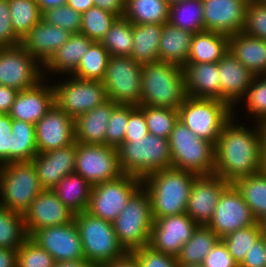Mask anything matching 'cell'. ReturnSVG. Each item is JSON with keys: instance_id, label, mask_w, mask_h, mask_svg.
Here are the masks:
<instances>
[{"instance_id": "3", "label": "cell", "mask_w": 266, "mask_h": 267, "mask_svg": "<svg viewBox=\"0 0 266 267\" xmlns=\"http://www.w3.org/2000/svg\"><path fill=\"white\" fill-rule=\"evenodd\" d=\"M186 97L181 66L163 61L143 64L140 105L178 110Z\"/></svg>"}, {"instance_id": "54", "label": "cell", "mask_w": 266, "mask_h": 267, "mask_svg": "<svg viewBox=\"0 0 266 267\" xmlns=\"http://www.w3.org/2000/svg\"><path fill=\"white\" fill-rule=\"evenodd\" d=\"M144 112L138 106L129 105L128 126L124 138H143L148 135Z\"/></svg>"}, {"instance_id": "62", "label": "cell", "mask_w": 266, "mask_h": 267, "mask_svg": "<svg viewBox=\"0 0 266 267\" xmlns=\"http://www.w3.org/2000/svg\"><path fill=\"white\" fill-rule=\"evenodd\" d=\"M54 267H96L86 259L65 260L54 263Z\"/></svg>"}, {"instance_id": "2", "label": "cell", "mask_w": 266, "mask_h": 267, "mask_svg": "<svg viewBox=\"0 0 266 267\" xmlns=\"http://www.w3.org/2000/svg\"><path fill=\"white\" fill-rule=\"evenodd\" d=\"M197 174L165 168L148 174L142 185L148 191L153 218L186 213L192 184Z\"/></svg>"}, {"instance_id": "30", "label": "cell", "mask_w": 266, "mask_h": 267, "mask_svg": "<svg viewBox=\"0 0 266 267\" xmlns=\"http://www.w3.org/2000/svg\"><path fill=\"white\" fill-rule=\"evenodd\" d=\"M194 33L164 23L159 42V61L181 66L187 64Z\"/></svg>"}, {"instance_id": "18", "label": "cell", "mask_w": 266, "mask_h": 267, "mask_svg": "<svg viewBox=\"0 0 266 267\" xmlns=\"http://www.w3.org/2000/svg\"><path fill=\"white\" fill-rule=\"evenodd\" d=\"M74 216L51 189H43L23 215L28 237L36 230L70 223Z\"/></svg>"}, {"instance_id": "5", "label": "cell", "mask_w": 266, "mask_h": 267, "mask_svg": "<svg viewBox=\"0 0 266 267\" xmlns=\"http://www.w3.org/2000/svg\"><path fill=\"white\" fill-rule=\"evenodd\" d=\"M153 221L150 196L141 185L112 224L118 242L131 253L149 245Z\"/></svg>"}, {"instance_id": "25", "label": "cell", "mask_w": 266, "mask_h": 267, "mask_svg": "<svg viewBox=\"0 0 266 267\" xmlns=\"http://www.w3.org/2000/svg\"><path fill=\"white\" fill-rule=\"evenodd\" d=\"M72 34L41 20L21 39V46L39 63L45 64Z\"/></svg>"}, {"instance_id": "32", "label": "cell", "mask_w": 266, "mask_h": 267, "mask_svg": "<svg viewBox=\"0 0 266 267\" xmlns=\"http://www.w3.org/2000/svg\"><path fill=\"white\" fill-rule=\"evenodd\" d=\"M229 36L214 31L195 33L187 63H217L228 51Z\"/></svg>"}, {"instance_id": "38", "label": "cell", "mask_w": 266, "mask_h": 267, "mask_svg": "<svg viewBox=\"0 0 266 267\" xmlns=\"http://www.w3.org/2000/svg\"><path fill=\"white\" fill-rule=\"evenodd\" d=\"M37 154L35 125L12 119L11 162L32 161Z\"/></svg>"}, {"instance_id": "14", "label": "cell", "mask_w": 266, "mask_h": 267, "mask_svg": "<svg viewBox=\"0 0 266 267\" xmlns=\"http://www.w3.org/2000/svg\"><path fill=\"white\" fill-rule=\"evenodd\" d=\"M42 64L21 45L15 47L0 46V85L18 91L30 89L43 80Z\"/></svg>"}, {"instance_id": "37", "label": "cell", "mask_w": 266, "mask_h": 267, "mask_svg": "<svg viewBox=\"0 0 266 267\" xmlns=\"http://www.w3.org/2000/svg\"><path fill=\"white\" fill-rule=\"evenodd\" d=\"M168 23L194 34L205 31L202 0H186L170 5Z\"/></svg>"}, {"instance_id": "55", "label": "cell", "mask_w": 266, "mask_h": 267, "mask_svg": "<svg viewBox=\"0 0 266 267\" xmlns=\"http://www.w3.org/2000/svg\"><path fill=\"white\" fill-rule=\"evenodd\" d=\"M12 118L0 113V165L11 162Z\"/></svg>"}, {"instance_id": "27", "label": "cell", "mask_w": 266, "mask_h": 267, "mask_svg": "<svg viewBox=\"0 0 266 267\" xmlns=\"http://www.w3.org/2000/svg\"><path fill=\"white\" fill-rule=\"evenodd\" d=\"M183 73L187 96L220 99L218 63H187Z\"/></svg>"}, {"instance_id": "21", "label": "cell", "mask_w": 266, "mask_h": 267, "mask_svg": "<svg viewBox=\"0 0 266 267\" xmlns=\"http://www.w3.org/2000/svg\"><path fill=\"white\" fill-rule=\"evenodd\" d=\"M38 153L66 147L75 141L74 119L56 104L35 123Z\"/></svg>"}, {"instance_id": "40", "label": "cell", "mask_w": 266, "mask_h": 267, "mask_svg": "<svg viewBox=\"0 0 266 267\" xmlns=\"http://www.w3.org/2000/svg\"><path fill=\"white\" fill-rule=\"evenodd\" d=\"M109 57L106 48L100 42H94L83 54L81 62L72 76L83 80L102 81Z\"/></svg>"}, {"instance_id": "28", "label": "cell", "mask_w": 266, "mask_h": 267, "mask_svg": "<svg viewBox=\"0 0 266 267\" xmlns=\"http://www.w3.org/2000/svg\"><path fill=\"white\" fill-rule=\"evenodd\" d=\"M228 51L255 76L266 75V40L241 31L229 36Z\"/></svg>"}, {"instance_id": "11", "label": "cell", "mask_w": 266, "mask_h": 267, "mask_svg": "<svg viewBox=\"0 0 266 267\" xmlns=\"http://www.w3.org/2000/svg\"><path fill=\"white\" fill-rule=\"evenodd\" d=\"M141 185L142 179L130 174L94 185L87 212L112 223Z\"/></svg>"}, {"instance_id": "58", "label": "cell", "mask_w": 266, "mask_h": 267, "mask_svg": "<svg viewBox=\"0 0 266 267\" xmlns=\"http://www.w3.org/2000/svg\"><path fill=\"white\" fill-rule=\"evenodd\" d=\"M94 6L107 10L118 17H123L126 0H93Z\"/></svg>"}, {"instance_id": "1", "label": "cell", "mask_w": 266, "mask_h": 267, "mask_svg": "<svg viewBox=\"0 0 266 267\" xmlns=\"http://www.w3.org/2000/svg\"><path fill=\"white\" fill-rule=\"evenodd\" d=\"M232 118L224 125L215 145V169L230 184L261 171V124L252 131L244 125H234ZM257 127V128H256Z\"/></svg>"}, {"instance_id": "63", "label": "cell", "mask_w": 266, "mask_h": 267, "mask_svg": "<svg viewBox=\"0 0 266 267\" xmlns=\"http://www.w3.org/2000/svg\"><path fill=\"white\" fill-rule=\"evenodd\" d=\"M41 12L65 5L67 0H36Z\"/></svg>"}, {"instance_id": "8", "label": "cell", "mask_w": 266, "mask_h": 267, "mask_svg": "<svg viewBox=\"0 0 266 267\" xmlns=\"http://www.w3.org/2000/svg\"><path fill=\"white\" fill-rule=\"evenodd\" d=\"M233 113L234 110L220 99L187 96L178 109V120L197 137L216 145Z\"/></svg>"}, {"instance_id": "34", "label": "cell", "mask_w": 266, "mask_h": 267, "mask_svg": "<svg viewBox=\"0 0 266 267\" xmlns=\"http://www.w3.org/2000/svg\"><path fill=\"white\" fill-rule=\"evenodd\" d=\"M241 193L253 217L260 221L266 217V172L240 178L232 183Z\"/></svg>"}, {"instance_id": "46", "label": "cell", "mask_w": 266, "mask_h": 267, "mask_svg": "<svg viewBox=\"0 0 266 267\" xmlns=\"http://www.w3.org/2000/svg\"><path fill=\"white\" fill-rule=\"evenodd\" d=\"M54 258L28 237L17 249L16 267H54Z\"/></svg>"}, {"instance_id": "52", "label": "cell", "mask_w": 266, "mask_h": 267, "mask_svg": "<svg viewBox=\"0 0 266 267\" xmlns=\"http://www.w3.org/2000/svg\"><path fill=\"white\" fill-rule=\"evenodd\" d=\"M20 44L21 39L13 30L9 2L8 0H0V46L15 47Z\"/></svg>"}, {"instance_id": "65", "label": "cell", "mask_w": 266, "mask_h": 267, "mask_svg": "<svg viewBox=\"0 0 266 267\" xmlns=\"http://www.w3.org/2000/svg\"><path fill=\"white\" fill-rule=\"evenodd\" d=\"M260 226H261V231H262V236L266 240V217L262 218L260 221Z\"/></svg>"}, {"instance_id": "23", "label": "cell", "mask_w": 266, "mask_h": 267, "mask_svg": "<svg viewBox=\"0 0 266 267\" xmlns=\"http://www.w3.org/2000/svg\"><path fill=\"white\" fill-rule=\"evenodd\" d=\"M42 80L34 87L19 91L8 115L35 125L55 104L53 86H47ZM45 85V86H44Z\"/></svg>"}, {"instance_id": "12", "label": "cell", "mask_w": 266, "mask_h": 267, "mask_svg": "<svg viewBox=\"0 0 266 267\" xmlns=\"http://www.w3.org/2000/svg\"><path fill=\"white\" fill-rule=\"evenodd\" d=\"M75 173L92 186L123 175L117 148L76 142Z\"/></svg>"}, {"instance_id": "53", "label": "cell", "mask_w": 266, "mask_h": 267, "mask_svg": "<svg viewBox=\"0 0 266 267\" xmlns=\"http://www.w3.org/2000/svg\"><path fill=\"white\" fill-rule=\"evenodd\" d=\"M202 265L204 267H239L221 239L203 259Z\"/></svg>"}, {"instance_id": "51", "label": "cell", "mask_w": 266, "mask_h": 267, "mask_svg": "<svg viewBox=\"0 0 266 267\" xmlns=\"http://www.w3.org/2000/svg\"><path fill=\"white\" fill-rule=\"evenodd\" d=\"M141 267H179L175 256L154 250L149 245L131 252Z\"/></svg>"}, {"instance_id": "31", "label": "cell", "mask_w": 266, "mask_h": 267, "mask_svg": "<svg viewBox=\"0 0 266 267\" xmlns=\"http://www.w3.org/2000/svg\"><path fill=\"white\" fill-rule=\"evenodd\" d=\"M164 24H132L133 46L130 57L140 64L159 61V42Z\"/></svg>"}, {"instance_id": "26", "label": "cell", "mask_w": 266, "mask_h": 267, "mask_svg": "<svg viewBox=\"0 0 266 267\" xmlns=\"http://www.w3.org/2000/svg\"><path fill=\"white\" fill-rule=\"evenodd\" d=\"M117 104L107 99L99 106L74 119V138L83 144H105V133L111 112Z\"/></svg>"}, {"instance_id": "41", "label": "cell", "mask_w": 266, "mask_h": 267, "mask_svg": "<svg viewBox=\"0 0 266 267\" xmlns=\"http://www.w3.org/2000/svg\"><path fill=\"white\" fill-rule=\"evenodd\" d=\"M27 238L23 215L0 205V248L18 249Z\"/></svg>"}, {"instance_id": "17", "label": "cell", "mask_w": 266, "mask_h": 267, "mask_svg": "<svg viewBox=\"0 0 266 267\" xmlns=\"http://www.w3.org/2000/svg\"><path fill=\"white\" fill-rule=\"evenodd\" d=\"M30 238L46 250L55 260L85 259L79 231L75 221L36 230Z\"/></svg>"}, {"instance_id": "20", "label": "cell", "mask_w": 266, "mask_h": 267, "mask_svg": "<svg viewBox=\"0 0 266 267\" xmlns=\"http://www.w3.org/2000/svg\"><path fill=\"white\" fill-rule=\"evenodd\" d=\"M249 0H202L206 31L227 36L243 30Z\"/></svg>"}, {"instance_id": "16", "label": "cell", "mask_w": 266, "mask_h": 267, "mask_svg": "<svg viewBox=\"0 0 266 267\" xmlns=\"http://www.w3.org/2000/svg\"><path fill=\"white\" fill-rule=\"evenodd\" d=\"M153 220L149 246L175 257L198 227L186 213L153 218Z\"/></svg>"}, {"instance_id": "61", "label": "cell", "mask_w": 266, "mask_h": 267, "mask_svg": "<svg viewBox=\"0 0 266 267\" xmlns=\"http://www.w3.org/2000/svg\"><path fill=\"white\" fill-rule=\"evenodd\" d=\"M66 4L80 14L94 6L93 0H67Z\"/></svg>"}, {"instance_id": "4", "label": "cell", "mask_w": 266, "mask_h": 267, "mask_svg": "<svg viewBox=\"0 0 266 267\" xmlns=\"http://www.w3.org/2000/svg\"><path fill=\"white\" fill-rule=\"evenodd\" d=\"M117 151L123 174L143 179L152 172L171 167L168 139L154 134L143 135V138H124Z\"/></svg>"}, {"instance_id": "24", "label": "cell", "mask_w": 266, "mask_h": 267, "mask_svg": "<svg viewBox=\"0 0 266 267\" xmlns=\"http://www.w3.org/2000/svg\"><path fill=\"white\" fill-rule=\"evenodd\" d=\"M220 77V100L232 109L244 94L255 75L229 51L217 62Z\"/></svg>"}, {"instance_id": "60", "label": "cell", "mask_w": 266, "mask_h": 267, "mask_svg": "<svg viewBox=\"0 0 266 267\" xmlns=\"http://www.w3.org/2000/svg\"><path fill=\"white\" fill-rule=\"evenodd\" d=\"M17 249L0 248V267L17 266Z\"/></svg>"}, {"instance_id": "7", "label": "cell", "mask_w": 266, "mask_h": 267, "mask_svg": "<svg viewBox=\"0 0 266 267\" xmlns=\"http://www.w3.org/2000/svg\"><path fill=\"white\" fill-rule=\"evenodd\" d=\"M85 259L96 267L123 257L127 252L118 242L113 224L87 211L76 213Z\"/></svg>"}, {"instance_id": "45", "label": "cell", "mask_w": 266, "mask_h": 267, "mask_svg": "<svg viewBox=\"0 0 266 267\" xmlns=\"http://www.w3.org/2000/svg\"><path fill=\"white\" fill-rule=\"evenodd\" d=\"M138 107L144 112L148 132L168 139L175 123L178 121V110L148 105Z\"/></svg>"}, {"instance_id": "22", "label": "cell", "mask_w": 266, "mask_h": 267, "mask_svg": "<svg viewBox=\"0 0 266 267\" xmlns=\"http://www.w3.org/2000/svg\"><path fill=\"white\" fill-rule=\"evenodd\" d=\"M76 141L55 150L38 153L32 162L43 189H53L66 175L75 172Z\"/></svg>"}, {"instance_id": "43", "label": "cell", "mask_w": 266, "mask_h": 267, "mask_svg": "<svg viewBox=\"0 0 266 267\" xmlns=\"http://www.w3.org/2000/svg\"><path fill=\"white\" fill-rule=\"evenodd\" d=\"M261 236V226L259 221H257L255 224L249 227L238 229L227 234L226 236L222 237L221 240L227 247V250L233 257L234 261L239 266L245 255H247L248 251L252 249L255 242Z\"/></svg>"}, {"instance_id": "9", "label": "cell", "mask_w": 266, "mask_h": 267, "mask_svg": "<svg viewBox=\"0 0 266 267\" xmlns=\"http://www.w3.org/2000/svg\"><path fill=\"white\" fill-rule=\"evenodd\" d=\"M42 190L32 161L0 165L1 206L24 215Z\"/></svg>"}, {"instance_id": "64", "label": "cell", "mask_w": 266, "mask_h": 267, "mask_svg": "<svg viewBox=\"0 0 266 267\" xmlns=\"http://www.w3.org/2000/svg\"><path fill=\"white\" fill-rule=\"evenodd\" d=\"M261 138H262V167L261 170L266 172V123L261 124Z\"/></svg>"}, {"instance_id": "39", "label": "cell", "mask_w": 266, "mask_h": 267, "mask_svg": "<svg viewBox=\"0 0 266 267\" xmlns=\"http://www.w3.org/2000/svg\"><path fill=\"white\" fill-rule=\"evenodd\" d=\"M100 43L110 56L130 57L133 46L132 23L124 17H118Z\"/></svg>"}, {"instance_id": "44", "label": "cell", "mask_w": 266, "mask_h": 267, "mask_svg": "<svg viewBox=\"0 0 266 267\" xmlns=\"http://www.w3.org/2000/svg\"><path fill=\"white\" fill-rule=\"evenodd\" d=\"M117 18V15L107 10L96 6L90 7L81 14L80 33L92 41L100 42Z\"/></svg>"}, {"instance_id": "36", "label": "cell", "mask_w": 266, "mask_h": 267, "mask_svg": "<svg viewBox=\"0 0 266 267\" xmlns=\"http://www.w3.org/2000/svg\"><path fill=\"white\" fill-rule=\"evenodd\" d=\"M220 238L207 225H198L176 256L178 264H202Z\"/></svg>"}, {"instance_id": "50", "label": "cell", "mask_w": 266, "mask_h": 267, "mask_svg": "<svg viewBox=\"0 0 266 267\" xmlns=\"http://www.w3.org/2000/svg\"><path fill=\"white\" fill-rule=\"evenodd\" d=\"M242 31L266 40V0H249Z\"/></svg>"}, {"instance_id": "57", "label": "cell", "mask_w": 266, "mask_h": 267, "mask_svg": "<svg viewBox=\"0 0 266 267\" xmlns=\"http://www.w3.org/2000/svg\"><path fill=\"white\" fill-rule=\"evenodd\" d=\"M18 90L0 85V113L8 114L15 98L18 94Z\"/></svg>"}, {"instance_id": "59", "label": "cell", "mask_w": 266, "mask_h": 267, "mask_svg": "<svg viewBox=\"0 0 266 267\" xmlns=\"http://www.w3.org/2000/svg\"><path fill=\"white\" fill-rule=\"evenodd\" d=\"M98 267H141L132 253H126L123 257L100 265Z\"/></svg>"}, {"instance_id": "15", "label": "cell", "mask_w": 266, "mask_h": 267, "mask_svg": "<svg viewBox=\"0 0 266 267\" xmlns=\"http://www.w3.org/2000/svg\"><path fill=\"white\" fill-rule=\"evenodd\" d=\"M256 222L241 193L233 184H229L220 194L207 226L221 239L231 232L249 227Z\"/></svg>"}, {"instance_id": "67", "label": "cell", "mask_w": 266, "mask_h": 267, "mask_svg": "<svg viewBox=\"0 0 266 267\" xmlns=\"http://www.w3.org/2000/svg\"><path fill=\"white\" fill-rule=\"evenodd\" d=\"M168 2L169 5H173V4H176V3H179V2H183V1H186V0H166Z\"/></svg>"}, {"instance_id": "6", "label": "cell", "mask_w": 266, "mask_h": 267, "mask_svg": "<svg viewBox=\"0 0 266 267\" xmlns=\"http://www.w3.org/2000/svg\"><path fill=\"white\" fill-rule=\"evenodd\" d=\"M171 167L211 175L215 169V145L197 137L181 121H177L168 138Z\"/></svg>"}, {"instance_id": "42", "label": "cell", "mask_w": 266, "mask_h": 267, "mask_svg": "<svg viewBox=\"0 0 266 267\" xmlns=\"http://www.w3.org/2000/svg\"><path fill=\"white\" fill-rule=\"evenodd\" d=\"M8 2L13 30L22 39L42 20V12L36 0H8Z\"/></svg>"}, {"instance_id": "29", "label": "cell", "mask_w": 266, "mask_h": 267, "mask_svg": "<svg viewBox=\"0 0 266 267\" xmlns=\"http://www.w3.org/2000/svg\"><path fill=\"white\" fill-rule=\"evenodd\" d=\"M86 35L81 33L72 34L68 41H66L52 57L42 65V70L45 67V70L52 73H63L73 74L81 59L83 54L89 49V47L94 43Z\"/></svg>"}, {"instance_id": "10", "label": "cell", "mask_w": 266, "mask_h": 267, "mask_svg": "<svg viewBox=\"0 0 266 267\" xmlns=\"http://www.w3.org/2000/svg\"><path fill=\"white\" fill-rule=\"evenodd\" d=\"M142 66L131 57L110 56L102 80L107 99L116 104L140 106Z\"/></svg>"}, {"instance_id": "47", "label": "cell", "mask_w": 266, "mask_h": 267, "mask_svg": "<svg viewBox=\"0 0 266 267\" xmlns=\"http://www.w3.org/2000/svg\"><path fill=\"white\" fill-rule=\"evenodd\" d=\"M42 20L71 34L80 33L81 30V14L67 4L43 11Z\"/></svg>"}, {"instance_id": "56", "label": "cell", "mask_w": 266, "mask_h": 267, "mask_svg": "<svg viewBox=\"0 0 266 267\" xmlns=\"http://www.w3.org/2000/svg\"><path fill=\"white\" fill-rule=\"evenodd\" d=\"M239 267H266V240L263 236L248 251Z\"/></svg>"}, {"instance_id": "33", "label": "cell", "mask_w": 266, "mask_h": 267, "mask_svg": "<svg viewBox=\"0 0 266 267\" xmlns=\"http://www.w3.org/2000/svg\"><path fill=\"white\" fill-rule=\"evenodd\" d=\"M52 190L73 213L87 211L92 185L79 174L66 175Z\"/></svg>"}, {"instance_id": "49", "label": "cell", "mask_w": 266, "mask_h": 267, "mask_svg": "<svg viewBox=\"0 0 266 267\" xmlns=\"http://www.w3.org/2000/svg\"><path fill=\"white\" fill-rule=\"evenodd\" d=\"M129 105L117 104L111 112L105 133V145L118 148L123 142L128 126Z\"/></svg>"}, {"instance_id": "66", "label": "cell", "mask_w": 266, "mask_h": 267, "mask_svg": "<svg viewBox=\"0 0 266 267\" xmlns=\"http://www.w3.org/2000/svg\"><path fill=\"white\" fill-rule=\"evenodd\" d=\"M179 267H204L202 264H179Z\"/></svg>"}, {"instance_id": "35", "label": "cell", "mask_w": 266, "mask_h": 267, "mask_svg": "<svg viewBox=\"0 0 266 267\" xmlns=\"http://www.w3.org/2000/svg\"><path fill=\"white\" fill-rule=\"evenodd\" d=\"M170 5L166 0H126L123 17L132 24L168 22Z\"/></svg>"}, {"instance_id": "19", "label": "cell", "mask_w": 266, "mask_h": 267, "mask_svg": "<svg viewBox=\"0 0 266 267\" xmlns=\"http://www.w3.org/2000/svg\"><path fill=\"white\" fill-rule=\"evenodd\" d=\"M230 183L216 174L197 175L191 187L186 214L198 225H207L220 194Z\"/></svg>"}, {"instance_id": "13", "label": "cell", "mask_w": 266, "mask_h": 267, "mask_svg": "<svg viewBox=\"0 0 266 267\" xmlns=\"http://www.w3.org/2000/svg\"><path fill=\"white\" fill-rule=\"evenodd\" d=\"M72 78L53 88L55 104L73 119L107 100L102 81Z\"/></svg>"}, {"instance_id": "48", "label": "cell", "mask_w": 266, "mask_h": 267, "mask_svg": "<svg viewBox=\"0 0 266 267\" xmlns=\"http://www.w3.org/2000/svg\"><path fill=\"white\" fill-rule=\"evenodd\" d=\"M260 77H254L244 96L248 111L263 124L266 123V75Z\"/></svg>"}]
</instances>
